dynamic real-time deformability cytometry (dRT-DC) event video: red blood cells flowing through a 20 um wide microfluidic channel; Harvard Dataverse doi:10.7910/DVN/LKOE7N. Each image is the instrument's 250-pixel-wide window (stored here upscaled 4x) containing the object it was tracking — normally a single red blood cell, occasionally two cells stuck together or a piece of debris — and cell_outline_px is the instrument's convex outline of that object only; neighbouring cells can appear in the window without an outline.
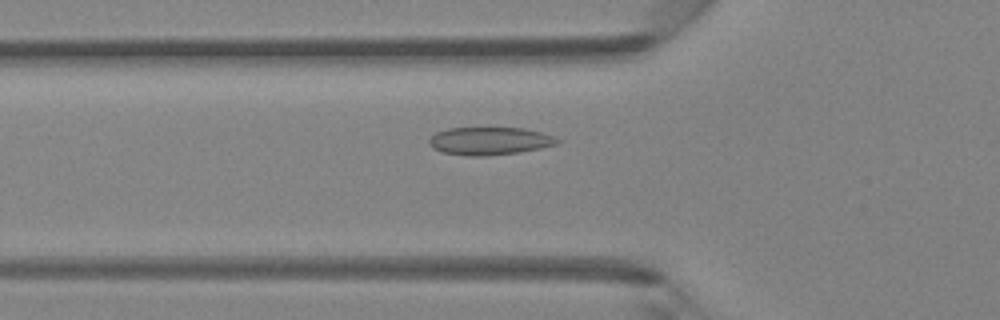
{"species": "Egyptian fruit bat (a non-hibernating species)", "species_latin": "Rousettus aegyptiacus", "temperature_condition": "room temperature", "stored_images_in_passage": 4, "camera_frame_rate_fps": 3000, "um_per_image_px": 0.085, "animal": {"sex": "female"}, "frame": {"image": 1, "passage_image": 4, "time_ms": 4.0, "image_size_px": [1000, 320], "cell_outline_px": [[560, 140], [556, 144], [540, 148], [520, 152], [484, 156], [468, 156], [440, 152], [432, 148], [428, 144], [428, 140], [436, 132], [448, 128], [524, 128], [540, 132], [552, 136]], "centroid_in_image_um": [41.56, 11.99], "position_along_channel_um": 84.2, "area_um2": 20.75}}